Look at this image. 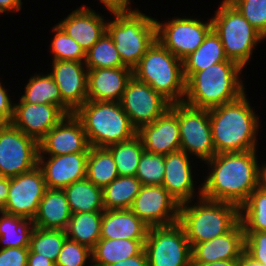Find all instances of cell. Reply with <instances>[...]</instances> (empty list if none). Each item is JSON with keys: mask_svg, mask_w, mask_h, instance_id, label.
<instances>
[{"mask_svg": "<svg viewBox=\"0 0 266 266\" xmlns=\"http://www.w3.org/2000/svg\"><path fill=\"white\" fill-rule=\"evenodd\" d=\"M256 151L217 153L205 161L211 169L201 183V196L230 202L240 208L250 193L262 184L263 164L259 165Z\"/></svg>", "mask_w": 266, "mask_h": 266, "instance_id": "1", "label": "cell"}, {"mask_svg": "<svg viewBox=\"0 0 266 266\" xmlns=\"http://www.w3.org/2000/svg\"><path fill=\"white\" fill-rule=\"evenodd\" d=\"M246 95L208 109L216 154L257 150L260 117Z\"/></svg>", "mask_w": 266, "mask_h": 266, "instance_id": "2", "label": "cell"}, {"mask_svg": "<svg viewBox=\"0 0 266 266\" xmlns=\"http://www.w3.org/2000/svg\"><path fill=\"white\" fill-rule=\"evenodd\" d=\"M243 67L233 60L211 65L186 79L183 102L196 108L211 109L240 98L246 91L240 78Z\"/></svg>", "mask_w": 266, "mask_h": 266, "instance_id": "3", "label": "cell"}, {"mask_svg": "<svg viewBox=\"0 0 266 266\" xmlns=\"http://www.w3.org/2000/svg\"><path fill=\"white\" fill-rule=\"evenodd\" d=\"M199 196L180 204L179 223L183 226L191 248L228 232L239 221V207L230 202L210 200ZM192 203V205H191ZM190 204V205H189Z\"/></svg>", "mask_w": 266, "mask_h": 266, "instance_id": "4", "label": "cell"}, {"mask_svg": "<svg viewBox=\"0 0 266 266\" xmlns=\"http://www.w3.org/2000/svg\"><path fill=\"white\" fill-rule=\"evenodd\" d=\"M74 115L82 122L92 147L107 148L137 135L120 102L87 100Z\"/></svg>", "mask_w": 266, "mask_h": 266, "instance_id": "5", "label": "cell"}, {"mask_svg": "<svg viewBox=\"0 0 266 266\" xmlns=\"http://www.w3.org/2000/svg\"><path fill=\"white\" fill-rule=\"evenodd\" d=\"M133 76L149 84L170 104L183 102L186 91L183 62L157 39L133 69Z\"/></svg>", "mask_w": 266, "mask_h": 266, "instance_id": "6", "label": "cell"}, {"mask_svg": "<svg viewBox=\"0 0 266 266\" xmlns=\"http://www.w3.org/2000/svg\"><path fill=\"white\" fill-rule=\"evenodd\" d=\"M113 15V20H107L106 32L115 43L123 65L133 70L156 40V19L140 10Z\"/></svg>", "mask_w": 266, "mask_h": 266, "instance_id": "7", "label": "cell"}, {"mask_svg": "<svg viewBox=\"0 0 266 266\" xmlns=\"http://www.w3.org/2000/svg\"><path fill=\"white\" fill-rule=\"evenodd\" d=\"M211 20L227 58L245 68L255 47L266 38L228 0L221 2Z\"/></svg>", "mask_w": 266, "mask_h": 266, "instance_id": "8", "label": "cell"}, {"mask_svg": "<svg viewBox=\"0 0 266 266\" xmlns=\"http://www.w3.org/2000/svg\"><path fill=\"white\" fill-rule=\"evenodd\" d=\"M148 266H191V246L177 222L149 228L144 243Z\"/></svg>", "mask_w": 266, "mask_h": 266, "instance_id": "9", "label": "cell"}, {"mask_svg": "<svg viewBox=\"0 0 266 266\" xmlns=\"http://www.w3.org/2000/svg\"><path fill=\"white\" fill-rule=\"evenodd\" d=\"M38 142L12 123L0 124V176L14 177L38 166Z\"/></svg>", "mask_w": 266, "mask_h": 266, "instance_id": "10", "label": "cell"}, {"mask_svg": "<svg viewBox=\"0 0 266 266\" xmlns=\"http://www.w3.org/2000/svg\"><path fill=\"white\" fill-rule=\"evenodd\" d=\"M181 150L207 161L215 154L208 109L177 103Z\"/></svg>", "mask_w": 266, "mask_h": 266, "instance_id": "11", "label": "cell"}, {"mask_svg": "<svg viewBox=\"0 0 266 266\" xmlns=\"http://www.w3.org/2000/svg\"><path fill=\"white\" fill-rule=\"evenodd\" d=\"M211 29V18L207 22L188 17H174L164 23L156 20V39L183 60L203 43Z\"/></svg>", "mask_w": 266, "mask_h": 266, "instance_id": "12", "label": "cell"}, {"mask_svg": "<svg viewBox=\"0 0 266 266\" xmlns=\"http://www.w3.org/2000/svg\"><path fill=\"white\" fill-rule=\"evenodd\" d=\"M120 103L136 130L153 123L171 105L149 84L134 76L127 83Z\"/></svg>", "mask_w": 266, "mask_h": 266, "instance_id": "13", "label": "cell"}, {"mask_svg": "<svg viewBox=\"0 0 266 266\" xmlns=\"http://www.w3.org/2000/svg\"><path fill=\"white\" fill-rule=\"evenodd\" d=\"M131 211L150 228L167 226L179 222L180 204L162 185H142Z\"/></svg>", "mask_w": 266, "mask_h": 266, "instance_id": "14", "label": "cell"}, {"mask_svg": "<svg viewBox=\"0 0 266 266\" xmlns=\"http://www.w3.org/2000/svg\"><path fill=\"white\" fill-rule=\"evenodd\" d=\"M46 189L44 174L39 166L29 172L10 177L4 213L33 219Z\"/></svg>", "mask_w": 266, "mask_h": 266, "instance_id": "15", "label": "cell"}, {"mask_svg": "<svg viewBox=\"0 0 266 266\" xmlns=\"http://www.w3.org/2000/svg\"><path fill=\"white\" fill-rule=\"evenodd\" d=\"M39 154L46 156L70 153H89L90 145L82 122L74 115H66L39 142Z\"/></svg>", "mask_w": 266, "mask_h": 266, "instance_id": "16", "label": "cell"}, {"mask_svg": "<svg viewBox=\"0 0 266 266\" xmlns=\"http://www.w3.org/2000/svg\"><path fill=\"white\" fill-rule=\"evenodd\" d=\"M146 152L167 155L181 150L177 103L171 104L153 123L137 130Z\"/></svg>", "mask_w": 266, "mask_h": 266, "instance_id": "17", "label": "cell"}, {"mask_svg": "<svg viewBox=\"0 0 266 266\" xmlns=\"http://www.w3.org/2000/svg\"><path fill=\"white\" fill-rule=\"evenodd\" d=\"M49 74L56 82L62 100L74 112L87 101L88 69L85 62L52 61Z\"/></svg>", "mask_w": 266, "mask_h": 266, "instance_id": "18", "label": "cell"}, {"mask_svg": "<svg viewBox=\"0 0 266 266\" xmlns=\"http://www.w3.org/2000/svg\"><path fill=\"white\" fill-rule=\"evenodd\" d=\"M66 114L56 105L15 103L12 124L39 142Z\"/></svg>", "mask_w": 266, "mask_h": 266, "instance_id": "19", "label": "cell"}, {"mask_svg": "<svg viewBox=\"0 0 266 266\" xmlns=\"http://www.w3.org/2000/svg\"><path fill=\"white\" fill-rule=\"evenodd\" d=\"M89 153H70L65 155H38V166L49 189H64L70 184L86 177Z\"/></svg>", "mask_w": 266, "mask_h": 266, "instance_id": "20", "label": "cell"}, {"mask_svg": "<svg viewBox=\"0 0 266 266\" xmlns=\"http://www.w3.org/2000/svg\"><path fill=\"white\" fill-rule=\"evenodd\" d=\"M90 7L81 6L57 23L86 53L106 32L107 21Z\"/></svg>", "mask_w": 266, "mask_h": 266, "instance_id": "21", "label": "cell"}, {"mask_svg": "<svg viewBox=\"0 0 266 266\" xmlns=\"http://www.w3.org/2000/svg\"><path fill=\"white\" fill-rule=\"evenodd\" d=\"M188 155L178 150L164 155L165 175L162 186L179 202L193 201L196 197L192 165Z\"/></svg>", "mask_w": 266, "mask_h": 266, "instance_id": "22", "label": "cell"}, {"mask_svg": "<svg viewBox=\"0 0 266 266\" xmlns=\"http://www.w3.org/2000/svg\"><path fill=\"white\" fill-rule=\"evenodd\" d=\"M133 70L117 68L88 69L87 100L120 102Z\"/></svg>", "mask_w": 266, "mask_h": 266, "instance_id": "23", "label": "cell"}, {"mask_svg": "<svg viewBox=\"0 0 266 266\" xmlns=\"http://www.w3.org/2000/svg\"><path fill=\"white\" fill-rule=\"evenodd\" d=\"M245 249V235L240 220L226 233L192 247L191 262H215L239 259Z\"/></svg>", "mask_w": 266, "mask_h": 266, "instance_id": "24", "label": "cell"}, {"mask_svg": "<svg viewBox=\"0 0 266 266\" xmlns=\"http://www.w3.org/2000/svg\"><path fill=\"white\" fill-rule=\"evenodd\" d=\"M149 228L131 209L103 211L101 238L146 240Z\"/></svg>", "mask_w": 266, "mask_h": 266, "instance_id": "25", "label": "cell"}, {"mask_svg": "<svg viewBox=\"0 0 266 266\" xmlns=\"http://www.w3.org/2000/svg\"><path fill=\"white\" fill-rule=\"evenodd\" d=\"M71 215L64 190L47 188L39 203L33 223L38 228L65 231Z\"/></svg>", "mask_w": 266, "mask_h": 266, "instance_id": "26", "label": "cell"}, {"mask_svg": "<svg viewBox=\"0 0 266 266\" xmlns=\"http://www.w3.org/2000/svg\"><path fill=\"white\" fill-rule=\"evenodd\" d=\"M19 103L52 104L58 106L66 115L74 114L62 100L59 88L49 73L31 76L25 85L24 94L19 98Z\"/></svg>", "mask_w": 266, "mask_h": 266, "instance_id": "27", "label": "cell"}, {"mask_svg": "<svg viewBox=\"0 0 266 266\" xmlns=\"http://www.w3.org/2000/svg\"><path fill=\"white\" fill-rule=\"evenodd\" d=\"M226 60L230 59L225 54L219 35L212 28L203 43L182 60L184 77L187 79L194 72L205 70L211 65Z\"/></svg>", "mask_w": 266, "mask_h": 266, "instance_id": "28", "label": "cell"}, {"mask_svg": "<svg viewBox=\"0 0 266 266\" xmlns=\"http://www.w3.org/2000/svg\"><path fill=\"white\" fill-rule=\"evenodd\" d=\"M145 240L104 239L92 249V266L110 264L139 255L144 250Z\"/></svg>", "mask_w": 266, "mask_h": 266, "instance_id": "29", "label": "cell"}, {"mask_svg": "<svg viewBox=\"0 0 266 266\" xmlns=\"http://www.w3.org/2000/svg\"><path fill=\"white\" fill-rule=\"evenodd\" d=\"M72 213L103 212V190L86 177L64 189Z\"/></svg>", "mask_w": 266, "mask_h": 266, "instance_id": "30", "label": "cell"}, {"mask_svg": "<svg viewBox=\"0 0 266 266\" xmlns=\"http://www.w3.org/2000/svg\"><path fill=\"white\" fill-rule=\"evenodd\" d=\"M142 183L136 176H118L103 190L105 210L131 209Z\"/></svg>", "mask_w": 266, "mask_h": 266, "instance_id": "31", "label": "cell"}, {"mask_svg": "<svg viewBox=\"0 0 266 266\" xmlns=\"http://www.w3.org/2000/svg\"><path fill=\"white\" fill-rule=\"evenodd\" d=\"M103 212L72 213L66 231L67 238L91 250L101 238Z\"/></svg>", "mask_w": 266, "mask_h": 266, "instance_id": "32", "label": "cell"}, {"mask_svg": "<svg viewBox=\"0 0 266 266\" xmlns=\"http://www.w3.org/2000/svg\"><path fill=\"white\" fill-rule=\"evenodd\" d=\"M34 229L33 219L3 213L0 217V249L29 247Z\"/></svg>", "mask_w": 266, "mask_h": 266, "instance_id": "33", "label": "cell"}, {"mask_svg": "<svg viewBox=\"0 0 266 266\" xmlns=\"http://www.w3.org/2000/svg\"><path fill=\"white\" fill-rule=\"evenodd\" d=\"M115 160L107 148H89L86 178L100 188H104L118 177Z\"/></svg>", "mask_w": 266, "mask_h": 266, "instance_id": "34", "label": "cell"}, {"mask_svg": "<svg viewBox=\"0 0 266 266\" xmlns=\"http://www.w3.org/2000/svg\"><path fill=\"white\" fill-rule=\"evenodd\" d=\"M239 220L244 231H266V186L253 190L239 208Z\"/></svg>", "mask_w": 266, "mask_h": 266, "instance_id": "35", "label": "cell"}, {"mask_svg": "<svg viewBox=\"0 0 266 266\" xmlns=\"http://www.w3.org/2000/svg\"><path fill=\"white\" fill-rule=\"evenodd\" d=\"M114 157L119 176H135L140 158L145 151L141 139L136 135L131 140L107 147Z\"/></svg>", "mask_w": 266, "mask_h": 266, "instance_id": "36", "label": "cell"}, {"mask_svg": "<svg viewBox=\"0 0 266 266\" xmlns=\"http://www.w3.org/2000/svg\"><path fill=\"white\" fill-rule=\"evenodd\" d=\"M87 69L124 67L115 43L107 32L86 52Z\"/></svg>", "mask_w": 266, "mask_h": 266, "instance_id": "37", "label": "cell"}, {"mask_svg": "<svg viewBox=\"0 0 266 266\" xmlns=\"http://www.w3.org/2000/svg\"><path fill=\"white\" fill-rule=\"evenodd\" d=\"M66 238V231L35 227L28 253H38L56 263Z\"/></svg>", "mask_w": 266, "mask_h": 266, "instance_id": "38", "label": "cell"}, {"mask_svg": "<svg viewBox=\"0 0 266 266\" xmlns=\"http://www.w3.org/2000/svg\"><path fill=\"white\" fill-rule=\"evenodd\" d=\"M52 32L55 34L50 45L53 61L85 62L86 53L82 47L67 35L58 24L53 27Z\"/></svg>", "mask_w": 266, "mask_h": 266, "instance_id": "39", "label": "cell"}, {"mask_svg": "<svg viewBox=\"0 0 266 266\" xmlns=\"http://www.w3.org/2000/svg\"><path fill=\"white\" fill-rule=\"evenodd\" d=\"M164 175V155L144 151L135 175L142 185H162Z\"/></svg>", "mask_w": 266, "mask_h": 266, "instance_id": "40", "label": "cell"}, {"mask_svg": "<svg viewBox=\"0 0 266 266\" xmlns=\"http://www.w3.org/2000/svg\"><path fill=\"white\" fill-rule=\"evenodd\" d=\"M266 38V0H228Z\"/></svg>", "mask_w": 266, "mask_h": 266, "instance_id": "41", "label": "cell"}, {"mask_svg": "<svg viewBox=\"0 0 266 266\" xmlns=\"http://www.w3.org/2000/svg\"><path fill=\"white\" fill-rule=\"evenodd\" d=\"M87 261H92V250L66 238L55 266H85ZM87 266H92V264Z\"/></svg>", "mask_w": 266, "mask_h": 266, "instance_id": "42", "label": "cell"}, {"mask_svg": "<svg viewBox=\"0 0 266 266\" xmlns=\"http://www.w3.org/2000/svg\"><path fill=\"white\" fill-rule=\"evenodd\" d=\"M245 251L266 266V231H244Z\"/></svg>", "mask_w": 266, "mask_h": 266, "instance_id": "43", "label": "cell"}, {"mask_svg": "<svg viewBox=\"0 0 266 266\" xmlns=\"http://www.w3.org/2000/svg\"><path fill=\"white\" fill-rule=\"evenodd\" d=\"M29 247L0 249V266H27Z\"/></svg>", "mask_w": 266, "mask_h": 266, "instance_id": "44", "label": "cell"}, {"mask_svg": "<svg viewBox=\"0 0 266 266\" xmlns=\"http://www.w3.org/2000/svg\"><path fill=\"white\" fill-rule=\"evenodd\" d=\"M3 86L0 82V124H9L14 116V102Z\"/></svg>", "mask_w": 266, "mask_h": 266, "instance_id": "45", "label": "cell"}, {"mask_svg": "<svg viewBox=\"0 0 266 266\" xmlns=\"http://www.w3.org/2000/svg\"><path fill=\"white\" fill-rule=\"evenodd\" d=\"M107 8L111 14L131 13L137 11L138 8L132 10L131 0H99Z\"/></svg>", "mask_w": 266, "mask_h": 266, "instance_id": "46", "label": "cell"}, {"mask_svg": "<svg viewBox=\"0 0 266 266\" xmlns=\"http://www.w3.org/2000/svg\"><path fill=\"white\" fill-rule=\"evenodd\" d=\"M108 266H148L145 250H143L139 255L132 256Z\"/></svg>", "mask_w": 266, "mask_h": 266, "instance_id": "47", "label": "cell"}, {"mask_svg": "<svg viewBox=\"0 0 266 266\" xmlns=\"http://www.w3.org/2000/svg\"><path fill=\"white\" fill-rule=\"evenodd\" d=\"M21 0H0V14L19 12L22 8Z\"/></svg>", "mask_w": 266, "mask_h": 266, "instance_id": "48", "label": "cell"}, {"mask_svg": "<svg viewBox=\"0 0 266 266\" xmlns=\"http://www.w3.org/2000/svg\"><path fill=\"white\" fill-rule=\"evenodd\" d=\"M27 266H55V263L38 253H28Z\"/></svg>", "mask_w": 266, "mask_h": 266, "instance_id": "49", "label": "cell"}, {"mask_svg": "<svg viewBox=\"0 0 266 266\" xmlns=\"http://www.w3.org/2000/svg\"><path fill=\"white\" fill-rule=\"evenodd\" d=\"M10 186V177L0 176V208L4 209L8 198V191Z\"/></svg>", "mask_w": 266, "mask_h": 266, "instance_id": "50", "label": "cell"}, {"mask_svg": "<svg viewBox=\"0 0 266 266\" xmlns=\"http://www.w3.org/2000/svg\"><path fill=\"white\" fill-rule=\"evenodd\" d=\"M191 266H238V259L219 260L215 262H191Z\"/></svg>", "mask_w": 266, "mask_h": 266, "instance_id": "51", "label": "cell"}, {"mask_svg": "<svg viewBox=\"0 0 266 266\" xmlns=\"http://www.w3.org/2000/svg\"><path fill=\"white\" fill-rule=\"evenodd\" d=\"M238 266H264V265L259 261L255 260L244 250L238 259Z\"/></svg>", "mask_w": 266, "mask_h": 266, "instance_id": "52", "label": "cell"}, {"mask_svg": "<svg viewBox=\"0 0 266 266\" xmlns=\"http://www.w3.org/2000/svg\"><path fill=\"white\" fill-rule=\"evenodd\" d=\"M262 184H264L266 186V164H265V162L263 164V180H262Z\"/></svg>", "mask_w": 266, "mask_h": 266, "instance_id": "53", "label": "cell"}, {"mask_svg": "<svg viewBox=\"0 0 266 266\" xmlns=\"http://www.w3.org/2000/svg\"><path fill=\"white\" fill-rule=\"evenodd\" d=\"M3 213H4V210L0 208V215H2Z\"/></svg>", "mask_w": 266, "mask_h": 266, "instance_id": "54", "label": "cell"}]
</instances>
